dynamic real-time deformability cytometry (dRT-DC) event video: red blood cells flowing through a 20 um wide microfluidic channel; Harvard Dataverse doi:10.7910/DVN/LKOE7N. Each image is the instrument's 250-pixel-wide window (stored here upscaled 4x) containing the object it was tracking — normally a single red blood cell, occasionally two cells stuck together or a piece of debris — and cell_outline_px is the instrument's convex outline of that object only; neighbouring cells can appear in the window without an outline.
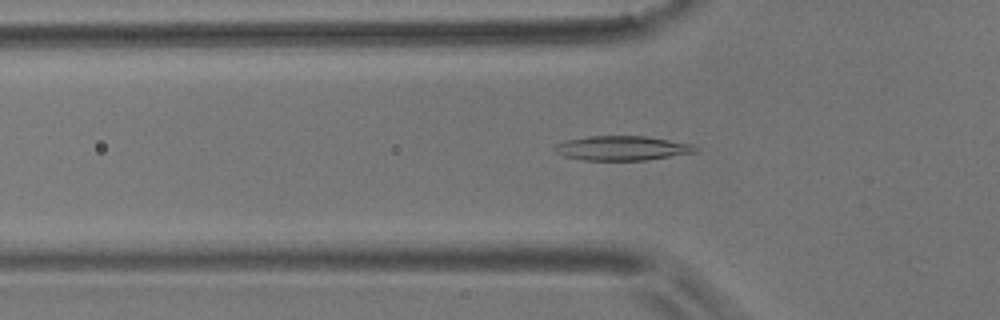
{"species": "common noctule bat (a hibernating species)", "species_latin": "Nyctalus noctula", "temperature_condition": "room temperature", "stored_images_in_passage": 16, "camera_frame_rate_fps": 3000, "um_per_image_px": 0.085, "animal": {"sex": "male", "body_mass_g": 17.9}, "frame": {"image": 1, "passage_image": 7, "time_ms": 2.0, "image_size_px": [1000, 320], "cell_outline_px": [[700, 148], [696, 152], [648, 160], [584, 160], [564, 156], [556, 152], [552, 148], [556, 144], [564, 140], [588, 136], [644, 136], [692, 144]], "centroid_in_image_um": [52.86, 12.59], "position_along_channel_um": 72.9, "area_um2": 20.11}}
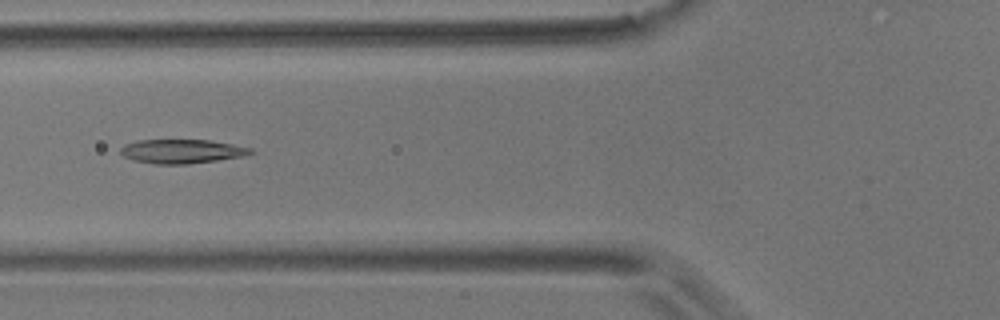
{"frame": {"image": 2, "passage_image": 10, "time_ms": 3.0, "image_size_px": [1000, 320], "cell_outline_px": [[256, 152], [244, 156], [188, 164], [156, 164], [132, 160], [124, 156], [120, 152], [120, 148], [124, 144], [136, 140], [208, 140], [232, 144], [252, 148]], "centroid_in_image_um": [15.44, 12.86], "position_along_channel_um": 110.4, "area_um2": 18.26}}
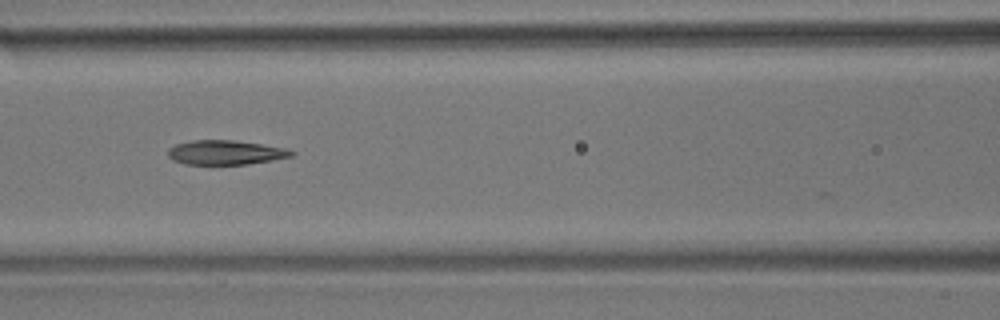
{"frame": {"image": 3, "passage_image": 13, "time_ms": 4.0, "image_size_px": [1000, 320], "cell_outline_px": [[296, 152], [292, 156], [272, 160], [248, 164], [184, 164], [172, 160], [168, 156], [168, 148], [176, 144], [192, 140], [232, 140], [260, 144], [284, 148]], "centroid_in_image_um": [19.13, 12.96], "position_along_channel_um": 147.5, "area_um2": 17.46}}